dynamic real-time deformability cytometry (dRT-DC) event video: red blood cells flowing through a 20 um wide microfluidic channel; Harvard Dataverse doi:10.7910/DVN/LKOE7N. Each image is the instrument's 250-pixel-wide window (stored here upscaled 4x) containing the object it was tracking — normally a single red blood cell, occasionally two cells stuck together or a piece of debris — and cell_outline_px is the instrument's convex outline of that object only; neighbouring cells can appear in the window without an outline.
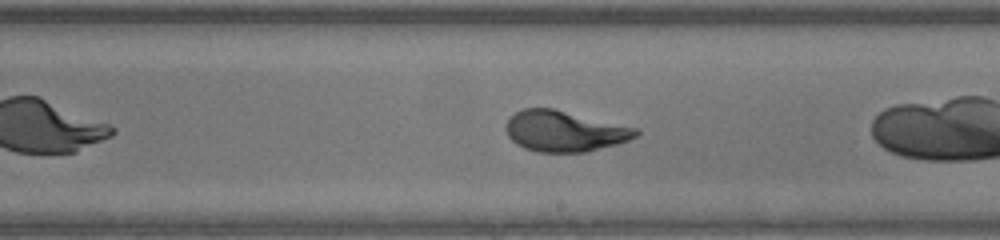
{"species": "human", "species_latin": "Homo sapiens", "temperature_condition": "warm", "stored_images_in_passage": 36, "camera_frame_rate_fps": 3000, "um_per_image_px": 0.085, "donor": {"sex": "male"}, "frame": {"image": 1, "passage_image": 16, "time_ms": 5.0, "image_size_px": [1000, 240], "cell_outline_px": [[640, 132], [636, 136], [628, 140], [616, 144], [588, 152], [536, 152], [524, 148], [516, 144], [508, 136], [504, 128], [508, 120], [516, 112], [524, 108], [552, 108], [636, 128]], "centroid_in_image_um": [47.94, 11.16], "position_along_channel_um": 241.1, "area_um2": 30.69}, "authors_computed_cell_mechanics": {"area_um2": 30.8652, "velocity_mm_per_s": 4.3306, "shape_relaxation_time_tau1_ms": 3.8245, "shape_relaxation_time_tau2_ms": null, "deformation_change_tau1": 0.2351, "deformation_change_tau2": null}}